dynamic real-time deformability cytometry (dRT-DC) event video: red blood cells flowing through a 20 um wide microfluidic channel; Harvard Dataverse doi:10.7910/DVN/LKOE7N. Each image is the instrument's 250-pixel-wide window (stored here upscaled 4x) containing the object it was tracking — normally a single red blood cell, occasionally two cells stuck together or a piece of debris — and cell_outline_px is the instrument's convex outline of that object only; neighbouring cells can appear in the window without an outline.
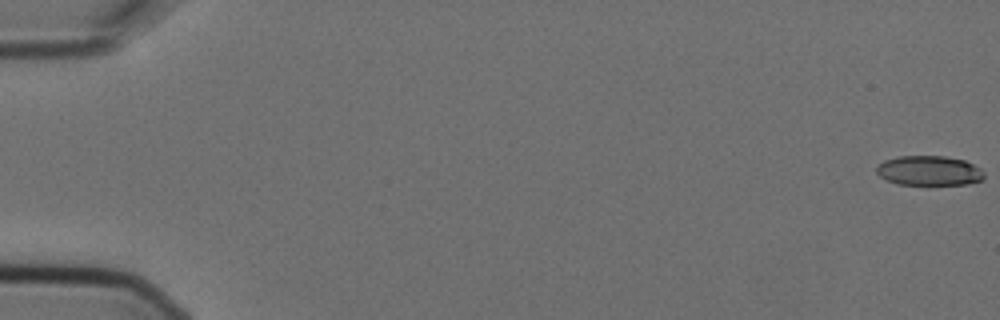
{"species": "Egyptian fruit bat (a non-hibernating species)", "species_latin": "Rousettus aegyptiacus", "temperature_condition": "cold", "stored_images_in_passage": 6, "camera_frame_rate_fps": 3000, "um_per_image_px": 0.085, "animal": {"sex": "female"}, "frame": {"image": 1, "passage_image": 1, "time_ms": 0.0, "image_size_px": [1000, 320], "cell_outline_px": [[984, 176], [980, 180], [968, 184], [896, 184], [880, 176], [876, 172], [876, 164], [884, 160], [900, 156], [944, 156], [964, 160], [980, 168], [984, 172]], "centroid_in_image_um": [78.94, 14.5], "position_along_channel_um": 6.1, "area_um2": 18.55}}
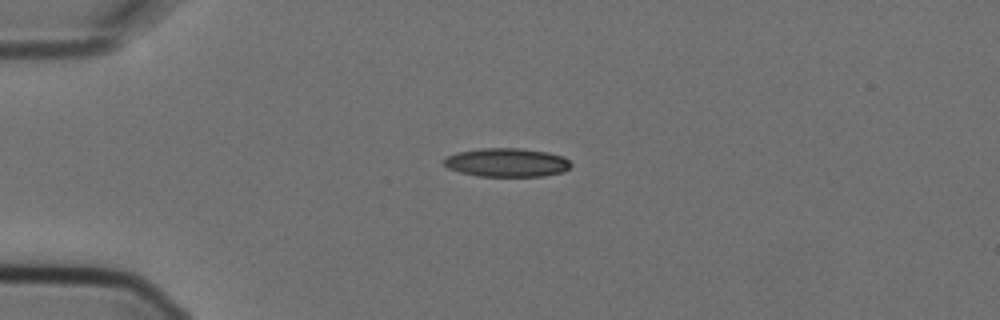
{"frame": {"image": 2, "passage_image": 5, "time_ms": 1.333, "image_size_px": [1000, 320], "cell_outline_px": [[572, 164], [564, 172], [544, 176], [476, 176], [460, 172], [448, 168], [444, 164], [444, 156], [460, 152], [480, 148], [524, 148], [548, 152], [564, 156]], "centroid_in_image_um": [43.09, 13.81], "position_along_channel_um": 41.9, "area_um2": 21.39}}